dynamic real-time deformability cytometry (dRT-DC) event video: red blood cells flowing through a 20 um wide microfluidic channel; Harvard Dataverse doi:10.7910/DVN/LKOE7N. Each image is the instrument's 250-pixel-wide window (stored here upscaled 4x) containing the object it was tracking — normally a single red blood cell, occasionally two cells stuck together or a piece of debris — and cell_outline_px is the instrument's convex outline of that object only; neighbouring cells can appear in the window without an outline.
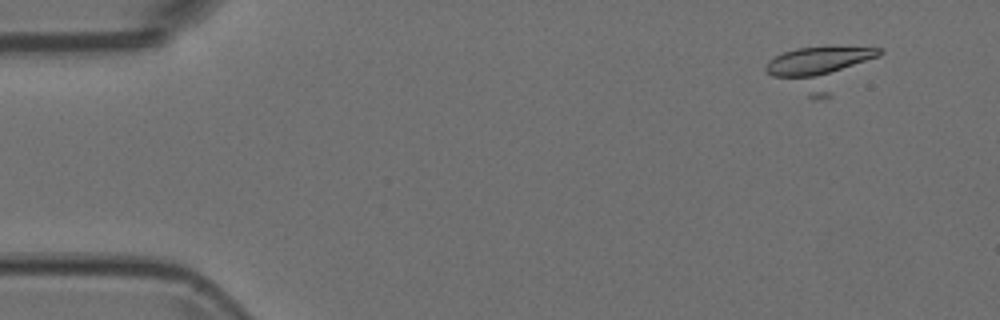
{"species": "Egyptian fruit bat (a non-hibernating species)", "species_latin": "Rousettus aegyptiacus", "temperature_condition": "room temperature", "stored_images_in_passage": 16, "camera_frame_rate_fps": 3000, "um_per_image_px": 0.085, "animal": {"sex": "female"}, "frame": {"image": 1, "passage_image": 2, "time_ms": 0.333, "image_size_px": [1000, 320], "cell_outline_px": [[884, 52], [880, 56], [832, 96], [812, 100], [772, 76], [764, 68], [768, 60], [784, 52], [796, 48], [884, 48]], "centroid_in_image_um": [69.75, 5.83], "position_along_channel_um": 15.2, "area_um2": 28.5}}
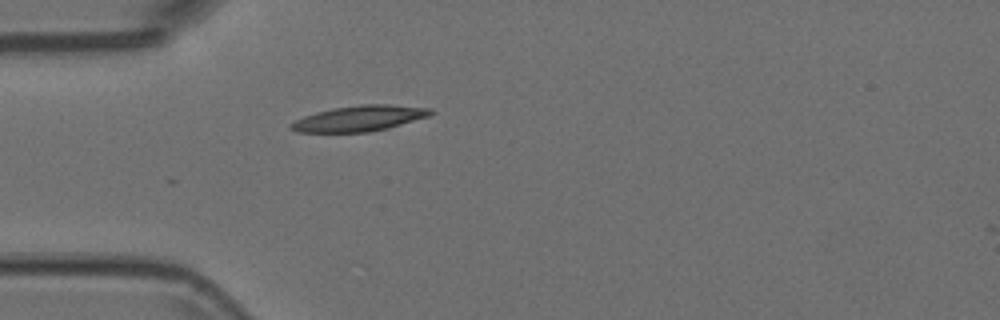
{"frame": {"image": 2, "passage_image": 13, "time_ms": 4.0, "image_size_px": [1000, 320], "cell_outline_px": [[436, 112], [428, 116], [388, 128], [368, 132], [296, 132], [288, 128], [288, 124], [304, 116], [316, 112], [332, 108], [360, 104], [388, 104], [432, 108]], "centroid_in_image_um": [30.53, 10.06], "position_along_channel_um": 54.5, "area_um2": 20.98}}
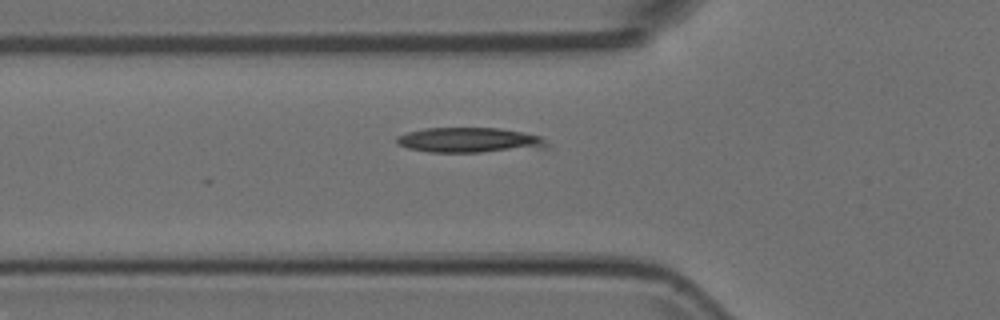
{"frame": {"image": 3, "passage_image": 16, "time_ms": 5.0, "image_size_px": [1000, 320], "cell_outline_px": [[548, 148], [480, 152], [428, 152], [408, 148], [396, 144], [396, 136], [408, 132], [424, 128], [500, 128], [540, 136], [548, 144]], "centroid_in_image_um": [39.88, 11.91], "position_along_channel_um": 85.9, "area_um2": 21.96}}